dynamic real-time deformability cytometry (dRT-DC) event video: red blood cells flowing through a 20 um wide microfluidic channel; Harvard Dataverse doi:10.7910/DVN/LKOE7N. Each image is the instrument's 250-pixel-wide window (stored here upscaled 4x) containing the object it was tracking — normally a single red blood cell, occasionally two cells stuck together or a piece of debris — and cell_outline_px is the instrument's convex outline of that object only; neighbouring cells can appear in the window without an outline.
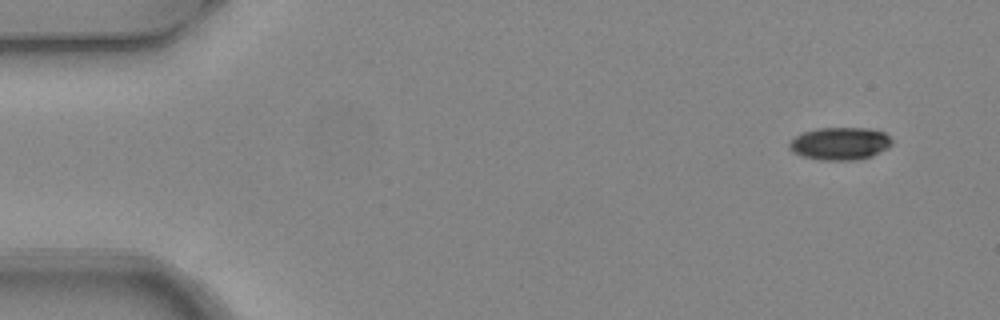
{"species": "common noctule bat (a hibernating species)", "species_latin": "Nyctalus noctula", "temperature_condition": "warm", "stored_images_in_passage": 6, "camera_frame_rate_fps": 3000, "um_per_image_px": 0.085, "animal": {"sex": "female", "body_mass_g": 24.6, "forearm_length_mm": 56.2}, "frame": {"image": 1, "passage_image": 1, "time_ms": 0.0, "image_size_px": [1000, 320], "cell_outline_px": [[892, 144], [888, 148], [872, 156], [856, 160], [820, 160], [804, 156], [792, 152], [788, 148], [788, 144], [796, 136], [804, 132], [816, 128], [872, 128], [884, 132], [892, 140]], "centroid_in_image_um": [71.41, 12.2], "position_along_channel_um": 13.6, "area_um2": 19.59}}
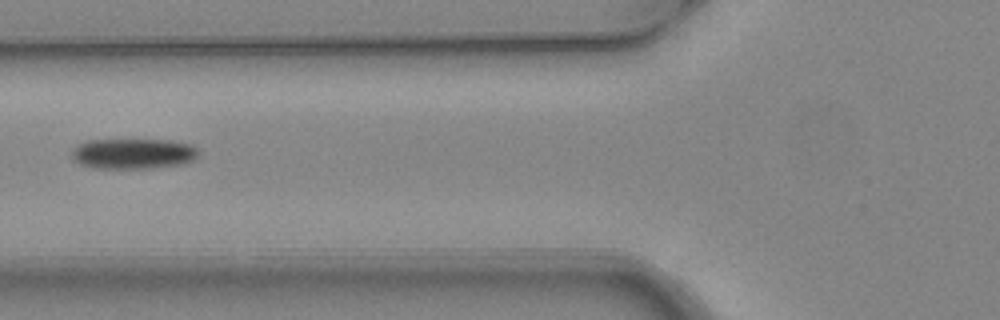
{"frame": {"image": 2, "passage_image": 5, "time_ms": 1.333, "image_size_px": [1000, 320], "cell_outline_px": [[200, 152], [192, 160], [184, 164], [152, 168], [96, 168], [80, 164], [72, 160], [72, 148], [88, 140], [172, 140], [192, 144]], "centroid_in_image_um": [11.33, 13.06], "position_along_channel_um": 114.5, "area_um2": 22.6}}
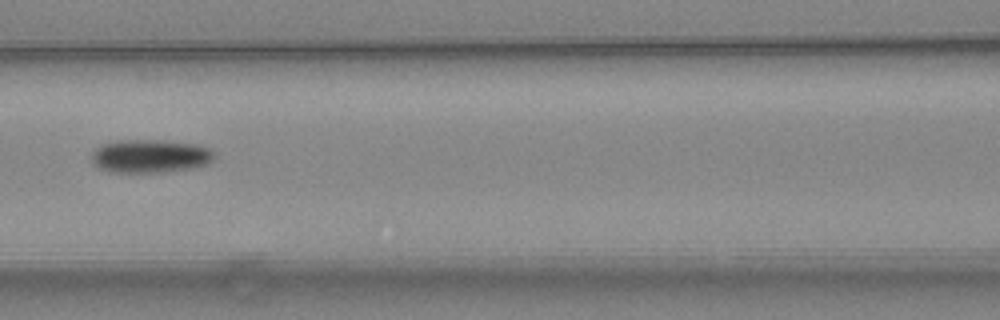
{"frame": {"image": 3, "passage_image": 6, "time_ms": 1.667, "image_size_px": [1000, 320], "cell_outline_px": [[216, 156], [208, 164], [192, 168], [156, 172], [108, 172], [92, 164], [92, 152], [100, 144], [116, 140], [160, 140], [200, 144], [216, 152]], "centroid_in_image_um": [12.77, 13.25], "position_along_channel_um": 153.8, "area_um2": 24.1}}